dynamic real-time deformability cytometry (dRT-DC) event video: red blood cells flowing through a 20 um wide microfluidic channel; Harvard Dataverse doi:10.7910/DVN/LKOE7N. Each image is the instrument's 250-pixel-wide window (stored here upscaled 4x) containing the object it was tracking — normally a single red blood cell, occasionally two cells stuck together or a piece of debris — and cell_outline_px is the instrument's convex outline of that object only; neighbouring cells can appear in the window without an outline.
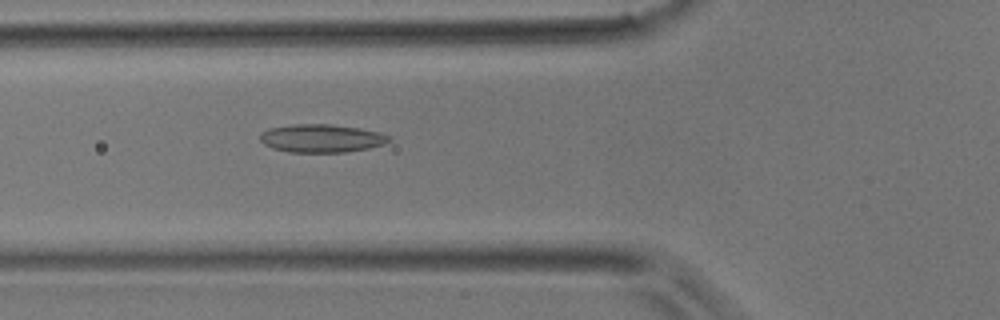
{"species": "common noctule bat (a hibernating species)", "species_latin": "Nyctalus noctula", "temperature_condition": "room temperature", "stored_images_in_passage": 41, "camera_frame_rate_fps": 3000, "um_per_image_px": 0.085, "animal": {"sex": "male", "body_mass_g": 17.9}, "frame": {"image": 1, "passage_image": 13, "time_ms": 4.0, "image_size_px": [1000, 320], "cell_outline_px": [[392, 140], [384, 144], [368, 148], [344, 152], [288, 152], [272, 148], [264, 144], [260, 140], [260, 132], [268, 128], [292, 124], [332, 124], [360, 128], [380, 132], [392, 136]], "centroid_in_image_um": [27.33, 11.75], "position_along_channel_um": 98.5, "area_um2": 21.39}}
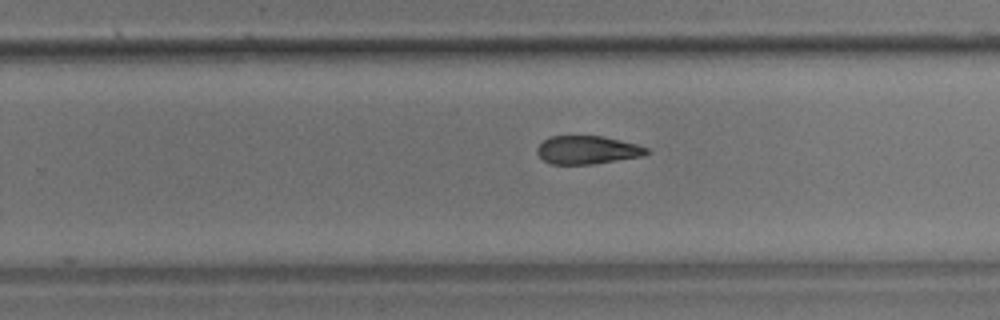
{"frame": {"image": 2, "passage_image": 25, "time_ms": 8.0, "image_size_px": [1000, 320], "cell_outline_px": [[652, 152], [644, 156], [592, 164], [552, 164], [544, 160], [536, 152], [536, 148], [548, 136], [604, 136], [636, 144], [648, 148]], "centroid_in_image_um": [49.95, 12.74], "position_along_channel_um": 279.9, "area_um2": 18.09}}
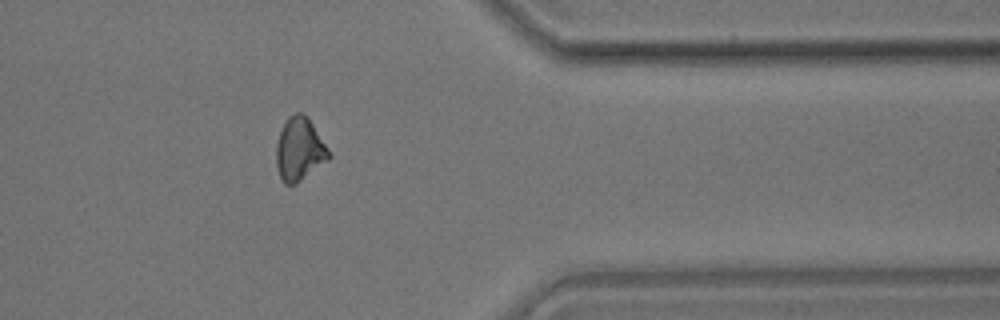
{"frame": {"image": 3, "passage_image": 33, "time_ms": 10.667, "image_size_px": [1000, 320], "cell_outline_px": [[332, 156], [328, 160], [296, 184], [284, 184], [280, 176], [276, 164], [276, 144], [280, 132], [288, 116], [296, 112], [304, 112], [308, 116], [328, 148]], "centroid_in_image_um": [25.46, 12.67], "position_along_channel_um": 385.9, "area_um2": 19.42}}